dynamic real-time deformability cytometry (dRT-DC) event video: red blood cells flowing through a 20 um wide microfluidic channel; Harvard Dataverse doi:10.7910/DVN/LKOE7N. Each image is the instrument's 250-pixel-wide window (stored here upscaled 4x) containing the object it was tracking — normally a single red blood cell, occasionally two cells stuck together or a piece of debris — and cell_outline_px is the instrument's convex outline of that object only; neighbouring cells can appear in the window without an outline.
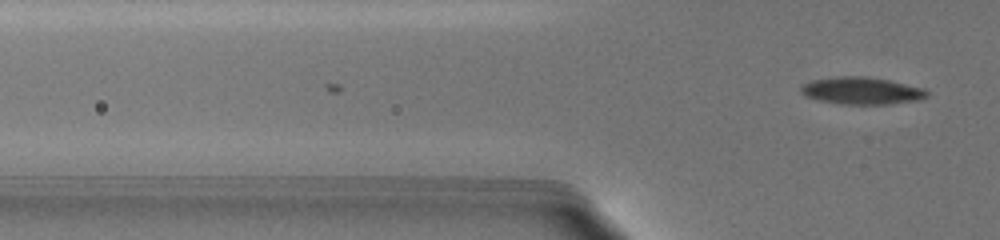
{"species": "common noctule bat (a hibernating species)", "species_latin": "Nyctalus noctula", "temperature_condition": "warm", "stored_images_in_passage": 2, "camera_frame_rate_fps": 3000, "um_per_image_px": 0.085, "animal": {"sex": "female", "body_mass_g": 19.5, "forearm_length_mm": 54.1}, "frame": {"image": 1, "passage_image": 2, "time_ms": 0.667, "image_size_px": [1000, 240], "cell_outline_px": [[928, 96], [916, 100], [888, 104], [840, 104], [820, 100], [804, 96], [800, 92], [800, 88], [804, 84], [812, 80], [840, 76], [864, 76], [888, 80], [924, 88], [928, 92]], "centroid_in_image_um": [73.22, 7.71], "position_along_channel_um": 52.6, "area_um2": 19.83}}